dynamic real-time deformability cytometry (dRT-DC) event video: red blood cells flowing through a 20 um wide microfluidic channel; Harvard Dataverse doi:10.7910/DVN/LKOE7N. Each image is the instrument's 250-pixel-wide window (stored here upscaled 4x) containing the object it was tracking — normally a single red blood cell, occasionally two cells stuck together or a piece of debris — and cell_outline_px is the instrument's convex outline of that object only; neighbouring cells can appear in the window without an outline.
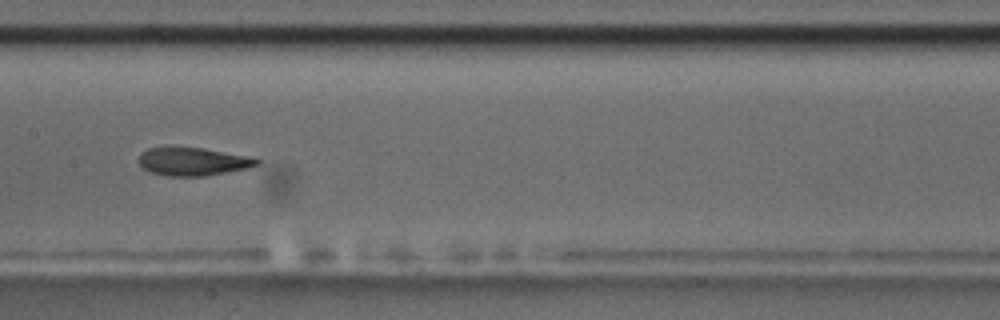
{"species": "common noctule bat (a hibernating species)", "species_latin": "Nyctalus noctula", "temperature_condition": "room temperature", "stored_images_in_passage": 15, "camera_frame_rate_fps": 3000, "um_per_image_px": 0.085, "animal": {"sex": "male", "body_mass_g": 17.5, "forearm_length_mm": 52.3}, "frame": {"image": 1, "passage_image": 7, "time_ms": 7.667, "image_size_px": [1000, 320], "cell_outline_px": [[260, 164], [248, 168], [204, 176], [168, 176], [148, 172], [140, 164], [140, 152], [148, 148], [172, 144], [204, 148], [248, 156], [260, 160]], "centroid_in_image_um": [16.34, 13.69], "position_along_channel_um": 191.1, "area_um2": 19.94}, "authors_computed_cell_mechanics": {"area_um2": 20.1144, "velocity_mm_per_s": 3.5308, "shape_relaxation_time_tau1_ms": 4.1678, "shape_relaxation_time_tau2_ms": 1.3359, "deformation_change_tau1": 0.1637, "deformation_change_tau2": 0.0669}}